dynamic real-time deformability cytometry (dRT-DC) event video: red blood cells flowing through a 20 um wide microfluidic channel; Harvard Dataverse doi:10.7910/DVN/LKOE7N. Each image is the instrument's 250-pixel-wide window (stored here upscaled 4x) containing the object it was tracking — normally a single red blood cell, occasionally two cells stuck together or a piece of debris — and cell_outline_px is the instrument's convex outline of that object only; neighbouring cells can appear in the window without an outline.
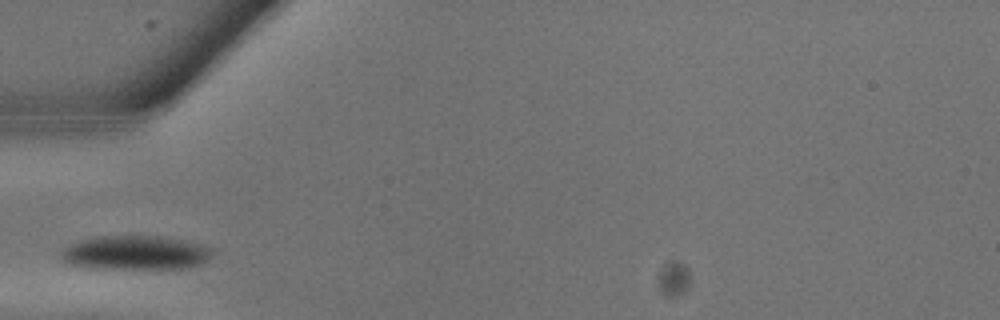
{"species": "common noctule bat (a hibernating species)", "species_latin": "Nyctalus noctula", "temperature_condition": "warm", "stored_images_in_passage": 3, "camera_frame_rate_fps": 3000, "um_per_image_px": 0.085, "animal": {"sex": "male", "body_mass_g": 13.3}, "frame": {"image": 1, "passage_image": 2, "time_ms": 0.333, "image_size_px": [1000, 320], "cell_outline_px": [[212, 256], [208, 260], [200, 264], [184, 268], [92, 268], [72, 264], [64, 260], [60, 256], [60, 252], [68, 244], [80, 240], [100, 236], [160, 236], [188, 240], [204, 244], [212, 248]], "centroid_in_image_um": [11.56, 21.47], "position_along_channel_um": 73.4, "area_um2": 30.17}}